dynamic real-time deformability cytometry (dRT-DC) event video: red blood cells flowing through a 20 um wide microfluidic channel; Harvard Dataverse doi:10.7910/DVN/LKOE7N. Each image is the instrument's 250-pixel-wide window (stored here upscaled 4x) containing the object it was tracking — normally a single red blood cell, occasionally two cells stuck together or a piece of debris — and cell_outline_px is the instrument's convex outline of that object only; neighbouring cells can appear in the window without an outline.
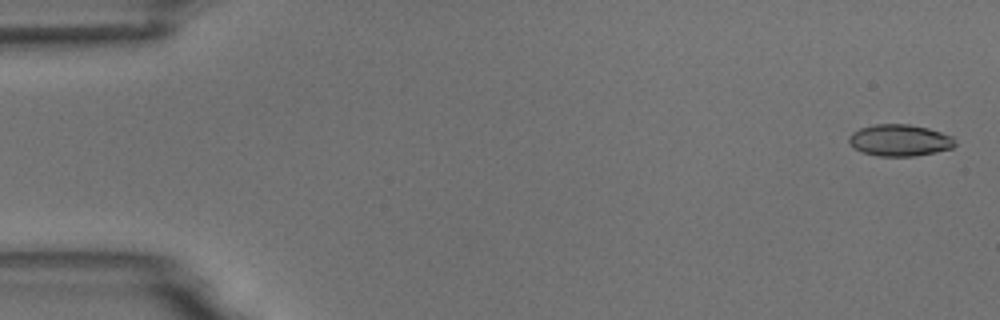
{"species": "common noctule bat (a hibernating species)", "species_latin": "Nyctalus noctula", "temperature_condition": "room temperature", "stored_images_in_passage": 4, "camera_frame_rate_fps": 3000, "um_per_image_px": 0.085, "animal": {"sex": "male", "body_mass_g": 18.8}, "frame": {"image": 1, "passage_image": 1, "time_ms": 0.0, "image_size_px": [1000, 320], "cell_outline_px": [[956, 144], [952, 148], [936, 152], [916, 156], [876, 156], [864, 152], [856, 148], [848, 140], [848, 136], [852, 132], [860, 128], [876, 124], [908, 124], [928, 128], [952, 136], [956, 140]], "centroid_in_image_um": [76.5, 11.92], "position_along_channel_um": 8.5, "area_um2": 19.54}}